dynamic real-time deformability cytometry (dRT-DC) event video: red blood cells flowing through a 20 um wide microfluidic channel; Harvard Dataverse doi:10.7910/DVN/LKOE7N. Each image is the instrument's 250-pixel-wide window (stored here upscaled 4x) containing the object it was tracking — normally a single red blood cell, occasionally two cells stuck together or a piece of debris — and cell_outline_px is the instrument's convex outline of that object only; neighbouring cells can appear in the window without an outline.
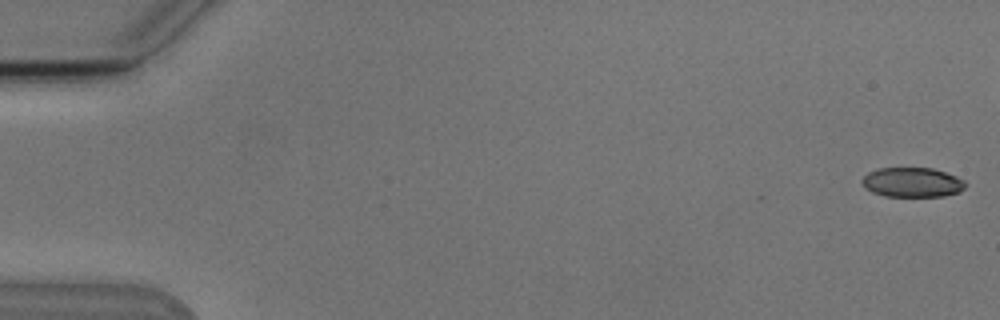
{"species": "Egyptian fruit bat (a non-hibernating species)", "species_latin": "Rousettus aegyptiacus", "temperature_condition": "cold", "stored_images_in_passage": 5, "camera_frame_rate_fps": 3000, "um_per_image_px": 0.085, "animal": {"sex": "male"}, "frame": {"image": 1, "passage_image": 1, "time_ms": 0.0, "image_size_px": [1000, 320], "cell_outline_px": [[964, 188], [960, 192], [944, 196], [884, 196], [872, 192], [864, 188], [860, 180], [868, 172], [876, 168], [932, 168], [956, 176], [964, 180]], "centroid_in_image_um": [77.5, 15.5], "position_along_channel_um": 7.5, "area_um2": 17.92}}